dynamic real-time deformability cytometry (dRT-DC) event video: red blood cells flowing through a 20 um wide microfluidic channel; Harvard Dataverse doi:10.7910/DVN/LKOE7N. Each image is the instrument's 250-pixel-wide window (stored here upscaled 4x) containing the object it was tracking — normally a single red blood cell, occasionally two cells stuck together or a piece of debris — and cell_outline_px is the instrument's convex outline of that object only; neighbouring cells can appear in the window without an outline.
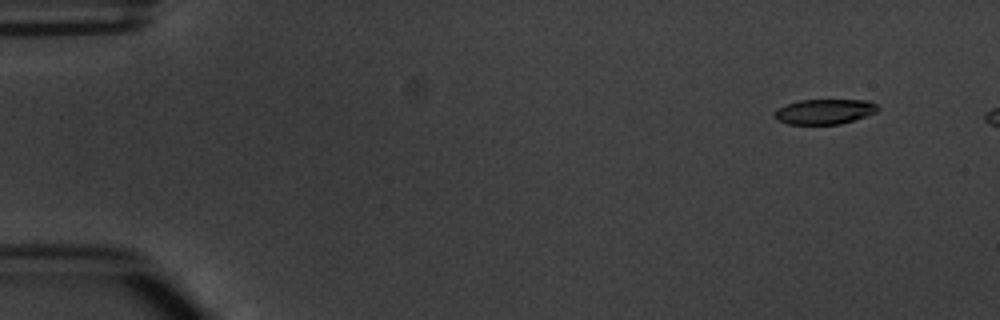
{"species": "common noctule bat (a hibernating species)", "species_latin": "Nyctalus noctula", "temperature_condition": "warm", "stored_images_in_passage": 5, "camera_frame_rate_fps": 3000, "um_per_image_px": 0.085, "animal": {"sex": "male", "body_mass_g": 20.1, "forearm_length_mm": 53.5}, "frame": {"image": 1, "passage_image": 1, "time_ms": 0.0, "image_size_px": [1000, 320], "cell_outline_px": [[880, 108], [876, 112], [840, 124], [788, 124], [776, 120], [772, 116], [772, 112], [776, 108], [800, 100], [868, 100], [876, 104]], "centroid_in_image_um": [70.02, 9.48], "position_along_channel_um": 15.0, "area_um2": 15.14}}